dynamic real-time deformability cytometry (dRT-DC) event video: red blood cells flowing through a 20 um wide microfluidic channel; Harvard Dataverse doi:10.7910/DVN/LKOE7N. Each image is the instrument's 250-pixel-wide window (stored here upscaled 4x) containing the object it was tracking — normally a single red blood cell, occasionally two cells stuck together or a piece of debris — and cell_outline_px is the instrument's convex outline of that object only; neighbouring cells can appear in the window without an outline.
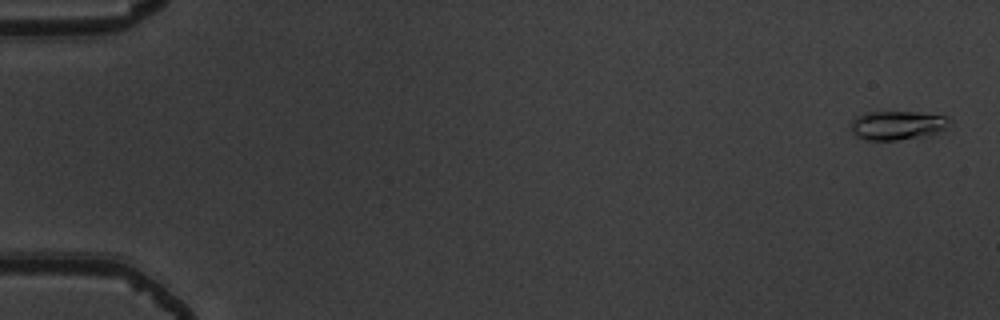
{"species": "common noctule bat (a hibernating species)", "species_latin": "Nyctalus noctula", "temperature_condition": "warm", "stored_images_in_passage": 9, "camera_frame_rate_fps": 3000, "um_per_image_px": 0.085, "animal": {"sex": "male", "body_mass_g": 19.5, "forearm_length_mm": 54.6}, "frame": {"image": 1, "passage_image": 1, "time_ms": 0.0, "image_size_px": [1000, 320], "cell_outline_px": [[948, 120], [944, 132], [932, 136], [896, 140], [868, 140], [856, 136], [852, 132], [852, 120], [856, 116], [868, 112], [916, 112], [944, 116]], "centroid_in_image_um": [76.29, 10.67], "position_along_channel_um": 8.7, "area_um2": 16.7}}
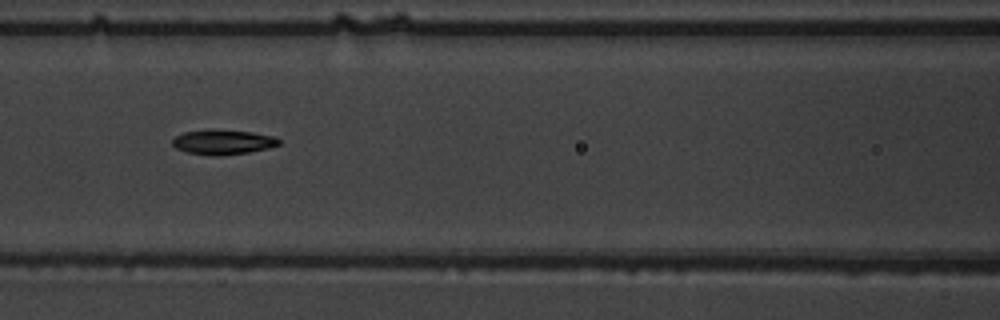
{"frame": {"image": 2, "passage_image": 7, "time_ms": 2.0, "image_size_px": [1000, 320], "cell_outline_px": [[280, 144], [268, 148], [248, 152], [216, 156], [188, 152], [176, 148], [172, 144], [172, 140], [176, 136], [184, 132], [208, 128], [212, 128], [252, 132], [276, 136], [280, 140]], "centroid_in_image_um": [18.96, 12.05], "position_along_channel_um": 147.6, "area_um2": 15.55}}
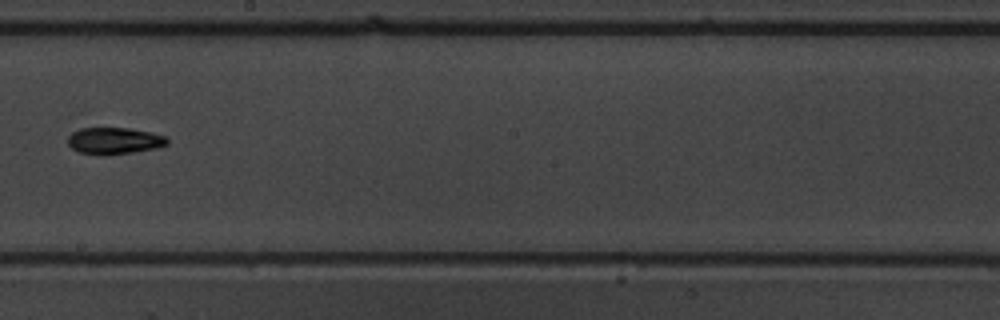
{"frame": {"image": 3, "passage_image": 9, "time_ms": 2.667, "image_size_px": [1000, 320], "cell_outline_px": [[168, 144], [156, 148], [132, 152], [104, 156], [100, 156], [80, 152], [72, 148], [68, 144], [68, 136], [72, 132], [80, 128], [128, 128], [152, 132], [164, 136], [168, 140]], "centroid_in_image_um": [9.69, 11.97], "position_along_channel_um": 238.5, "area_um2": 15.55}}